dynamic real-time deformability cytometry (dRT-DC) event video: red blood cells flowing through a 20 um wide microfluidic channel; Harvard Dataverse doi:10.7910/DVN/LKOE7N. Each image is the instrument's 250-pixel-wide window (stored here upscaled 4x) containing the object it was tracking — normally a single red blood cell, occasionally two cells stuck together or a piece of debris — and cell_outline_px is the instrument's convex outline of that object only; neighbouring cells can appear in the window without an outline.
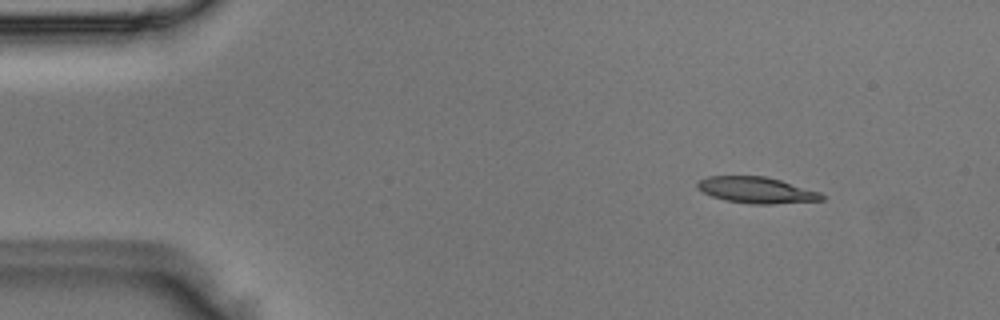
{"species": "Egyptian fruit bat (a non-hibernating species)", "species_latin": "Rousettus aegyptiacus", "temperature_condition": "room temperature", "stored_images_in_passage": 4, "camera_frame_rate_fps": 3000, "um_per_image_px": 0.085, "animal": {"sex": "male"}, "frame": {"image": 1, "passage_image": 1, "time_ms": 0.0, "image_size_px": [1000, 320], "cell_outline_px": [[824, 200], [772, 204], [748, 204], [724, 200], [712, 196], [696, 188], [696, 184], [700, 180], [708, 176], [764, 176], [780, 180], [820, 192], [824, 196]], "centroid_in_image_um": [64.29, 16.16], "position_along_channel_um": 20.7, "area_um2": 18.96}}